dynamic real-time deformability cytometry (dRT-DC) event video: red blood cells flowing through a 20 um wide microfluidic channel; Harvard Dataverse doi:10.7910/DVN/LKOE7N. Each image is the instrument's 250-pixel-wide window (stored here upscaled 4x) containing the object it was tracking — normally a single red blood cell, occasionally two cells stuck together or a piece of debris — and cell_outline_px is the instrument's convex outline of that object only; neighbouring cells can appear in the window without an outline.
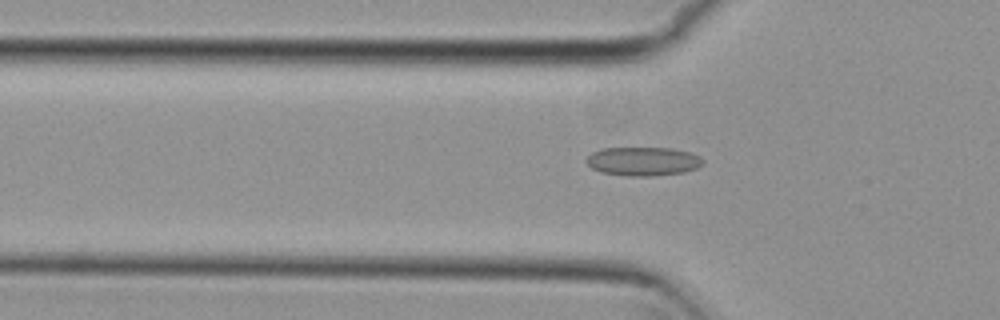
{"species": "common noctule bat (a hibernating species)", "species_latin": "Nyctalus noctula", "temperature_condition": "cold", "stored_images_in_passage": 55, "camera_frame_rate_fps": 3000, "um_per_image_px": 0.085, "animal": {"sex": "female", "body_mass_g": 29.2, "forearm_length_mm": 56.3}, "frame": {"image": 1, "passage_image": 18, "time_ms": 5.667, "image_size_px": [1000, 320], "cell_outline_px": [[704, 164], [696, 168], [684, 172], [652, 176], [628, 176], [600, 172], [592, 168], [584, 160], [592, 152], [600, 148], [672, 148], [692, 152], [700, 156], [704, 160]], "centroid_in_image_um": [54.67, 13.71], "position_along_channel_um": 71.1, "area_um2": 19.77}}
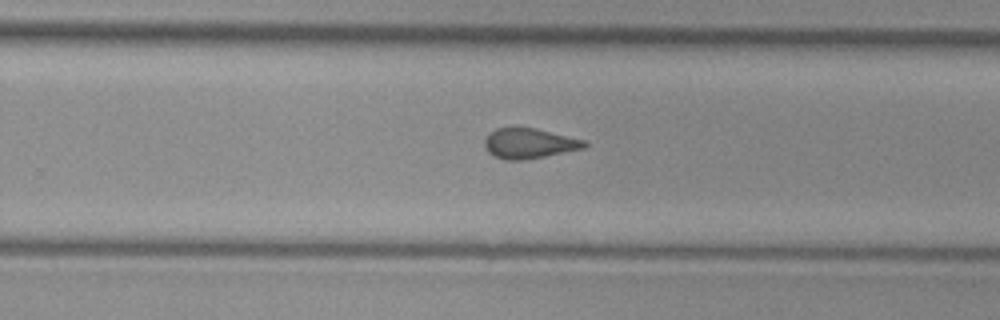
{"frame": {"image": 2, "passage_image": 35, "time_ms": 11.333, "image_size_px": [1000, 320], "cell_outline_px": [[588, 144], [584, 148], [544, 156], [520, 160], [504, 160], [488, 152], [484, 144], [484, 140], [488, 132], [496, 128], [516, 124], [536, 128], [588, 140]], "centroid_in_image_um": [44.96, 12.13], "position_along_channel_um": 284.8, "area_um2": 18.15}}
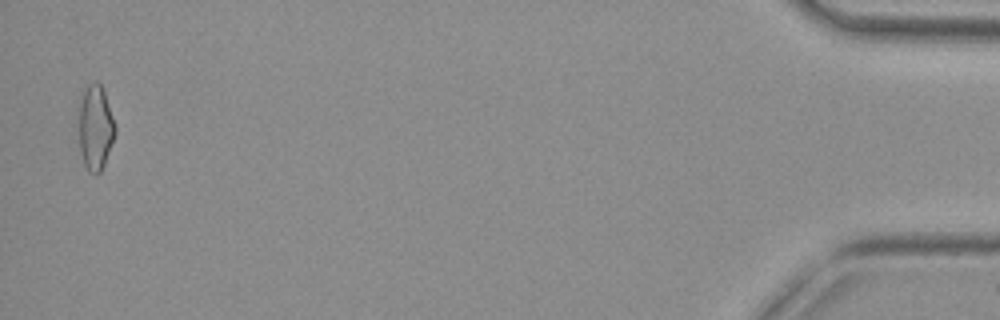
{"frame": {"image": 3, "passage_image": 54, "time_ms": 17.667, "image_size_px": [1000, 320], "cell_outline_px": [[116, 132], [104, 164], [100, 172], [96, 176], [88, 172], [84, 164], [80, 152], [80, 96], [88, 84], [96, 80], [100, 84], [104, 92], [116, 124]], "centroid_in_image_um": [8.12, 10.85], "position_along_channel_um": 427.1, "area_um2": 17.98}, "authors_computed_cell_mechanics": {"area_um2": 18.207, "velocity_mm_per_s": 3.7663, "shape_relaxation_time_tau1_ms": null, "shape_relaxation_time_tau2_ms": 2.8417, "deformation_change_tau1": null, "deformation_change_tau2": 0.1133}}